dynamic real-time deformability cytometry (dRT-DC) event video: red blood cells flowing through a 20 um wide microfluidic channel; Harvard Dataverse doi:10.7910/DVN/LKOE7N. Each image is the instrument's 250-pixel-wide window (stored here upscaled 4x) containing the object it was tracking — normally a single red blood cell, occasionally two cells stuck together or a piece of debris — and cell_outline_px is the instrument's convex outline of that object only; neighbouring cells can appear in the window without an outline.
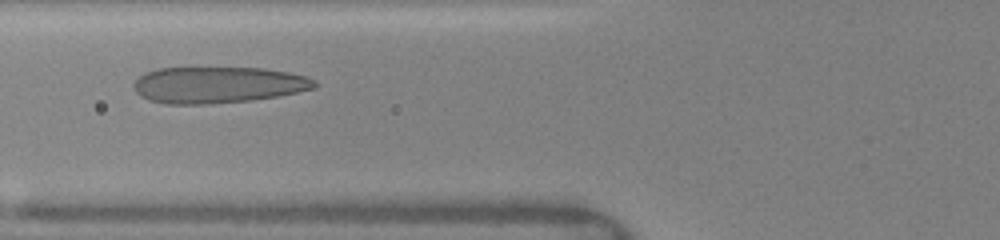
{"species": "human", "species_latin": "Homo sapiens", "temperature_condition": "warm", "stored_images_in_passage": 33, "camera_frame_rate_fps": 3000, "um_per_image_px": 0.085, "donor": {"sex": "female"}, "frame": {"image": 1, "passage_image": 5, "time_ms": 1.0, "image_size_px": [1000, 240], "cell_outline_px": [[316, 88], [280, 96], [252, 100], [208, 104], [164, 104], [148, 100], [140, 96], [136, 92], [132, 84], [144, 72], [156, 68], [264, 68], [288, 72], [308, 76], [316, 80]], "centroid_in_image_um": [18.53, 7.22], "position_along_channel_um": 107.3, "area_um2": 38.73}}
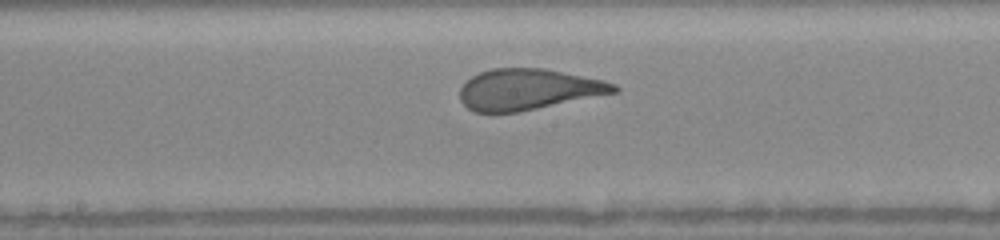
{"frame": {"image": 2, "passage_image": 13, "time_ms": 3.333, "image_size_px": [1000, 240], "cell_outline_px": [[620, 88], [616, 92], [520, 112], [472, 112], [460, 100], [460, 88], [472, 76], [480, 72], [492, 68], [544, 68], [600, 80], [616, 84]], "centroid_in_image_um": [44.87, 7.6], "position_along_channel_um": 203.3, "area_um2": 36.47}}
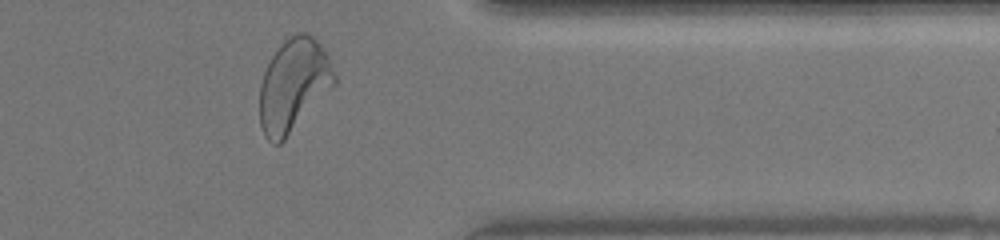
{"frame": {"image": 3, "passage_image": 30, "time_ms": 8.0, "image_size_px": [1000, 240], "cell_outline_px": [[336, 84], [284, 140], [280, 144], [272, 144], [264, 136], [260, 124], [260, 84], [264, 72], [272, 56], [280, 44], [288, 36], [300, 32], [308, 32], [324, 48], [328, 56], [336, 76]], "centroid_in_image_um": [24.95, 7.23], "position_along_channel_um": 386.4, "area_um2": 40.46}}